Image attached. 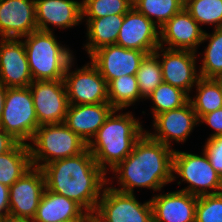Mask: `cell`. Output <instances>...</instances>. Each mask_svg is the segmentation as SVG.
<instances>
[{"label":"cell","instance_id":"obj_1","mask_svg":"<svg viewBox=\"0 0 222 222\" xmlns=\"http://www.w3.org/2000/svg\"><path fill=\"white\" fill-rule=\"evenodd\" d=\"M42 170L47 190L74 200L88 214H94L108 179L88 148L46 164Z\"/></svg>","mask_w":222,"mask_h":222},{"label":"cell","instance_id":"obj_2","mask_svg":"<svg viewBox=\"0 0 222 222\" xmlns=\"http://www.w3.org/2000/svg\"><path fill=\"white\" fill-rule=\"evenodd\" d=\"M173 152L169 146L154 140L146 132L136 141L132 152L111 171L117 175L121 192L134 194V188L161 191L173 182ZM116 173V174H115Z\"/></svg>","mask_w":222,"mask_h":222},{"label":"cell","instance_id":"obj_3","mask_svg":"<svg viewBox=\"0 0 222 222\" xmlns=\"http://www.w3.org/2000/svg\"><path fill=\"white\" fill-rule=\"evenodd\" d=\"M114 109L87 144L96 163L107 174L133 150L136 141L145 133L140 121L132 113H116ZM109 169H108V168Z\"/></svg>","mask_w":222,"mask_h":222},{"label":"cell","instance_id":"obj_4","mask_svg":"<svg viewBox=\"0 0 222 222\" xmlns=\"http://www.w3.org/2000/svg\"><path fill=\"white\" fill-rule=\"evenodd\" d=\"M53 34L36 30L22 37L33 81L64 79L68 64L75 59Z\"/></svg>","mask_w":222,"mask_h":222},{"label":"cell","instance_id":"obj_5","mask_svg":"<svg viewBox=\"0 0 222 222\" xmlns=\"http://www.w3.org/2000/svg\"><path fill=\"white\" fill-rule=\"evenodd\" d=\"M30 143L32 167L41 169L53 161L76 156L87 148V143L64 123L39 126Z\"/></svg>","mask_w":222,"mask_h":222},{"label":"cell","instance_id":"obj_6","mask_svg":"<svg viewBox=\"0 0 222 222\" xmlns=\"http://www.w3.org/2000/svg\"><path fill=\"white\" fill-rule=\"evenodd\" d=\"M202 155L174 150L173 181L177 176L189 185L181 191L196 197L222 192V178L214 170L204 150ZM174 174H177L174 175Z\"/></svg>","mask_w":222,"mask_h":222},{"label":"cell","instance_id":"obj_7","mask_svg":"<svg viewBox=\"0 0 222 222\" xmlns=\"http://www.w3.org/2000/svg\"><path fill=\"white\" fill-rule=\"evenodd\" d=\"M38 127L30 88H7L0 128L17 142L28 144Z\"/></svg>","mask_w":222,"mask_h":222},{"label":"cell","instance_id":"obj_8","mask_svg":"<svg viewBox=\"0 0 222 222\" xmlns=\"http://www.w3.org/2000/svg\"><path fill=\"white\" fill-rule=\"evenodd\" d=\"M104 187L94 215L101 222H153L151 201L140 203L132 193Z\"/></svg>","mask_w":222,"mask_h":222},{"label":"cell","instance_id":"obj_9","mask_svg":"<svg viewBox=\"0 0 222 222\" xmlns=\"http://www.w3.org/2000/svg\"><path fill=\"white\" fill-rule=\"evenodd\" d=\"M72 62L68 64L63 79L69 104L109 103L107 82L98 69L89 62L72 71Z\"/></svg>","mask_w":222,"mask_h":222},{"label":"cell","instance_id":"obj_10","mask_svg":"<svg viewBox=\"0 0 222 222\" xmlns=\"http://www.w3.org/2000/svg\"><path fill=\"white\" fill-rule=\"evenodd\" d=\"M39 126L64 123L69 101L63 79L29 84Z\"/></svg>","mask_w":222,"mask_h":222},{"label":"cell","instance_id":"obj_11","mask_svg":"<svg viewBox=\"0 0 222 222\" xmlns=\"http://www.w3.org/2000/svg\"><path fill=\"white\" fill-rule=\"evenodd\" d=\"M154 53L159 57L163 82L178 87L189 95L200 78L196 70L197 53L188 50L164 49L161 46Z\"/></svg>","mask_w":222,"mask_h":222},{"label":"cell","instance_id":"obj_12","mask_svg":"<svg viewBox=\"0 0 222 222\" xmlns=\"http://www.w3.org/2000/svg\"><path fill=\"white\" fill-rule=\"evenodd\" d=\"M160 29L156 24L132 7L126 14L119 30L116 45L136 49L147 54L160 46Z\"/></svg>","mask_w":222,"mask_h":222},{"label":"cell","instance_id":"obj_13","mask_svg":"<svg viewBox=\"0 0 222 222\" xmlns=\"http://www.w3.org/2000/svg\"><path fill=\"white\" fill-rule=\"evenodd\" d=\"M147 53L116 44L94 51L89 57L107 84L123 75H134Z\"/></svg>","mask_w":222,"mask_h":222},{"label":"cell","instance_id":"obj_14","mask_svg":"<svg viewBox=\"0 0 222 222\" xmlns=\"http://www.w3.org/2000/svg\"><path fill=\"white\" fill-rule=\"evenodd\" d=\"M45 189L43 170L32 167L9 187V213L33 219Z\"/></svg>","mask_w":222,"mask_h":222},{"label":"cell","instance_id":"obj_15","mask_svg":"<svg viewBox=\"0 0 222 222\" xmlns=\"http://www.w3.org/2000/svg\"><path fill=\"white\" fill-rule=\"evenodd\" d=\"M0 39V83L7 88L29 87L33 79L23 40Z\"/></svg>","mask_w":222,"mask_h":222},{"label":"cell","instance_id":"obj_16","mask_svg":"<svg viewBox=\"0 0 222 222\" xmlns=\"http://www.w3.org/2000/svg\"><path fill=\"white\" fill-rule=\"evenodd\" d=\"M155 132L145 131L151 138L171 148L172 140L185 142L194 126L199 124L198 117L190 101L180 108L162 112L154 117Z\"/></svg>","mask_w":222,"mask_h":222},{"label":"cell","instance_id":"obj_17","mask_svg":"<svg viewBox=\"0 0 222 222\" xmlns=\"http://www.w3.org/2000/svg\"><path fill=\"white\" fill-rule=\"evenodd\" d=\"M159 30L161 47L166 44L167 49L196 53L205 32L185 8L172 16Z\"/></svg>","mask_w":222,"mask_h":222},{"label":"cell","instance_id":"obj_18","mask_svg":"<svg viewBox=\"0 0 222 222\" xmlns=\"http://www.w3.org/2000/svg\"><path fill=\"white\" fill-rule=\"evenodd\" d=\"M38 30L35 0H0V37L21 39Z\"/></svg>","mask_w":222,"mask_h":222},{"label":"cell","instance_id":"obj_19","mask_svg":"<svg viewBox=\"0 0 222 222\" xmlns=\"http://www.w3.org/2000/svg\"><path fill=\"white\" fill-rule=\"evenodd\" d=\"M35 13L40 31L52 32L50 24L59 29L71 28L83 20L82 1L76 0H35Z\"/></svg>","mask_w":222,"mask_h":222},{"label":"cell","instance_id":"obj_20","mask_svg":"<svg viewBox=\"0 0 222 222\" xmlns=\"http://www.w3.org/2000/svg\"><path fill=\"white\" fill-rule=\"evenodd\" d=\"M153 222H195L197 197L181 190L150 199Z\"/></svg>","mask_w":222,"mask_h":222},{"label":"cell","instance_id":"obj_21","mask_svg":"<svg viewBox=\"0 0 222 222\" xmlns=\"http://www.w3.org/2000/svg\"><path fill=\"white\" fill-rule=\"evenodd\" d=\"M113 110L110 103L69 104L64 124L88 144Z\"/></svg>","mask_w":222,"mask_h":222},{"label":"cell","instance_id":"obj_22","mask_svg":"<svg viewBox=\"0 0 222 222\" xmlns=\"http://www.w3.org/2000/svg\"><path fill=\"white\" fill-rule=\"evenodd\" d=\"M88 213L74 200L45 189L34 222L87 221Z\"/></svg>","mask_w":222,"mask_h":222},{"label":"cell","instance_id":"obj_23","mask_svg":"<svg viewBox=\"0 0 222 222\" xmlns=\"http://www.w3.org/2000/svg\"><path fill=\"white\" fill-rule=\"evenodd\" d=\"M88 42L84 46L90 56L101 47L114 45L124 20V14L110 15L101 18L85 19Z\"/></svg>","mask_w":222,"mask_h":222},{"label":"cell","instance_id":"obj_24","mask_svg":"<svg viewBox=\"0 0 222 222\" xmlns=\"http://www.w3.org/2000/svg\"><path fill=\"white\" fill-rule=\"evenodd\" d=\"M31 168L29 146L18 142L11 150L0 155V183L10 187Z\"/></svg>","mask_w":222,"mask_h":222},{"label":"cell","instance_id":"obj_25","mask_svg":"<svg viewBox=\"0 0 222 222\" xmlns=\"http://www.w3.org/2000/svg\"><path fill=\"white\" fill-rule=\"evenodd\" d=\"M196 96L189 101L198 117L222 108V85L219 79L200 77L196 84Z\"/></svg>","mask_w":222,"mask_h":222},{"label":"cell","instance_id":"obj_26","mask_svg":"<svg viewBox=\"0 0 222 222\" xmlns=\"http://www.w3.org/2000/svg\"><path fill=\"white\" fill-rule=\"evenodd\" d=\"M108 99L111 106L116 110H125L139 99H143L134 75H123L111 80L108 84Z\"/></svg>","mask_w":222,"mask_h":222},{"label":"cell","instance_id":"obj_27","mask_svg":"<svg viewBox=\"0 0 222 222\" xmlns=\"http://www.w3.org/2000/svg\"><path fill=\"white\" fill-rule=\"evenodd\" d=\"M209 40L205 47L202 66L199 67L200 77L215 78L222 77V27L215 28L212 34L204 32L202 42Z\"/></svg>","mask_w":222,"mask_h":222},{"label":"cell","instance_id":"obj_28","mask_svg":"<svg viewBox=\"0 0 222 222\" xmlns=\"http://www.w3.org/2000/svg\"><path fill=\"white\" fill-rule=\"evenodd\" d=\"M184 5L185 0H133V7L159 28L180 12Z\"/></svg>","mask_w":222,"mask_h":222},{"label":"cell","instance_id":"obj_29","mask_svg":"<svg viewBox=\"0 0 222 222\" xmlns=\"http://www.w3.org/2000/svg\"><path fill=\"white\" fill-rule=\"evenodd\" d=\"M189 96L182 89L162 82L146 99L153 102L152 113L154 118L162 112L182 107L189 101Z\"/></svg>","mask_w":222,"mask_h":222},{"label":"cell","instance_id":"obj_30","mask_svg":"<svg viewBox=\"0 0 222 222\" xmlns=\"http://www.w3.org/2000/svg\"><path fill=\"white\" fill-rule=\"evenodd\" d=\"M136 78L143 99H146L163 82L159 57L155 53L144 57L136 72Z\"/></svg>","mask_w":222,"mask_h":222},{"label":"cell","instance_id":"obj_31","mask_svg":"<svg viewBox=\"0 0 222 222\" xmlns=\"http://www.w3.org/2000/svg\"><path fill=\"white\" fill-rule=\"evenodd\" d=\"M184 8L199 25L222 27V0H185Z\"/></svg>","mask_w":222,"mask_h":222},{"label":"cell","instance_id":"obj_32","mask_svg":"<svg viewBox=\"0 0 222 222\" xmlns=\"http://www.w3.org/2000/svg\"><path fill=\"white\" fill-rule=\"evenodd\" d=\"M132 7V0H82V19L126 14Z\"/></svg>","mask_w":222,"mask_h":222},{"label":"cell","instance_id":"obj_33","mask_svg":"<svg viewBox=\"0 0 222 222\" xmlns=\"http://www.w3.org/2000/svg\"><path fill=\"white\" fill-rule=\"evenodd\" d=\"M195 222H222V192L197 197Z\"/></svg>","mask_w":222,"mask_h":222},{"label":"cell","instance_id":"obj_34","mask_svg":"<svg viewBox=\"0 0 222 222\" xmlns=\"http://www.w3.org/2000/svg\"><path fill=\"white\" fill-rule=\"evenodd\" d=\"M203 150L214 170L222 178V136L207 138Z\"/></svg>","mask_w":222,"mask_h":222},{"label":"cell","instance_id":"obj_35","mask_svg":"<svg viewBox=\"0 0 222 222\" xmlns=\"http://www.w3.org/2000/svg\"><path fill=\"white\" fill-rule=\"evenodd\" d=\"M198 122L206 123L208 126L215 130L214 134L212 133L209 138L216 136H222V108L217 109L208 114L202 115Z\"/></svg>","mask_w":222,"mask_h":222},{"label":"cell","instance_id":"obj_36","mask_svg":"<svg viewBox=\"0 0 222 222\" xmlns=\"http://www.w3.org/2000/svg\"><path fill=\"white\" fill-rule=\"evenodd\" d=\"M9 187L0 183V218L9 214Z\"/></svg>","mask_w":222,"mask_h":222},{"label":"cell","instance_id":"obj_37","mask_svg":"<svg viewBox=\"0 0 222 222\" xmlns=\"http://www.w3.org/2000/svg\"><path fill=\"white\" fill-rule=\"evenodd\" d=\"M18 142L0 128V155L11 150Z\"/></svg>","mask_w":222,"mask_h":222},{"label":"cell","instance_id":"obj_38","mask_svg":"<svg viewBox=\"0 0 222 222\" xmlns=\"http://www.w3.org/2000/svg\"><path fill=\"white\" fill-rule=\"evenodd\" d=\"M0 222H34L33 219L7 214L3 216Z\"/></svg>","mask_w":222,"mask_h":222},{"label":"cell","instance_id":"obj_39","mask_svg":"<svg viewBox=\"0 0 222 222\" xmlns=\"http://www.w3.org/2000/svg\"><path fill=\"white\" fill-rule=\"evenodd\" d=\"M7 87L0 83V118L4 109V103L6 98Z\"/></svg>","mask_w":222,"mask_h":222},{"label":"cell","instance_id":"obj_40","mask_svg":"<svg viewBox=\"0 0 222 222\" xmlns=\"http://www.w3.org/2000/svg\"><path fill=\"white\" fill-rule=\"evenodd\" d=\"M87 222H101L94 214H88Z\"/></svg>","mask_w":222,"mask_h":222}]
</instances>
